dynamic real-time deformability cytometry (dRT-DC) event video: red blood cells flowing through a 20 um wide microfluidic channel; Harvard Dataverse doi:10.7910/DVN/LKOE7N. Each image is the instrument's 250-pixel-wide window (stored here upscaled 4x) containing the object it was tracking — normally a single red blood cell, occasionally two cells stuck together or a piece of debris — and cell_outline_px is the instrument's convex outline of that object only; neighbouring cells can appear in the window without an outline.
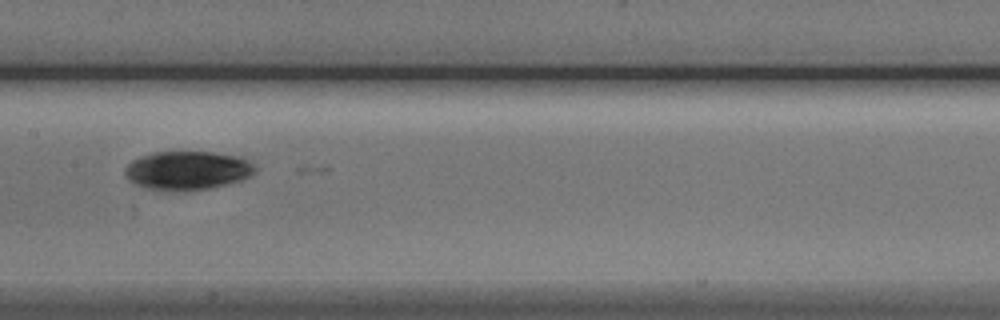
{"species": "Egyptian fruit bat (a non-hibernating species)", "species_latin": "Rousettus aegyptiacus", "temperature_condition": "cold", "stored_images_in_passage": 10, "camera_frame_rate_fps": 3000, "um_per_image_px": 0.085, "animal": {"sex": "male"}, "frame": {"image": 1, "passage_image": 7, "time_ms": 8.0, "image_size_px": [1000, 320], "cell_outline_px": [[256, 172], [252, 176], [228, 184], [212, 188], [144, 188], [128, 180], [124, 172], [124, 168], [132, 160], [140, 156], [152, 152], [212, 152], [240, 156], [248, 160], [256, 168]], "centroid_in_image_um": [15.96, 14.44], "position_along_channel_um": 191.4, "area_um2": 28.84}}
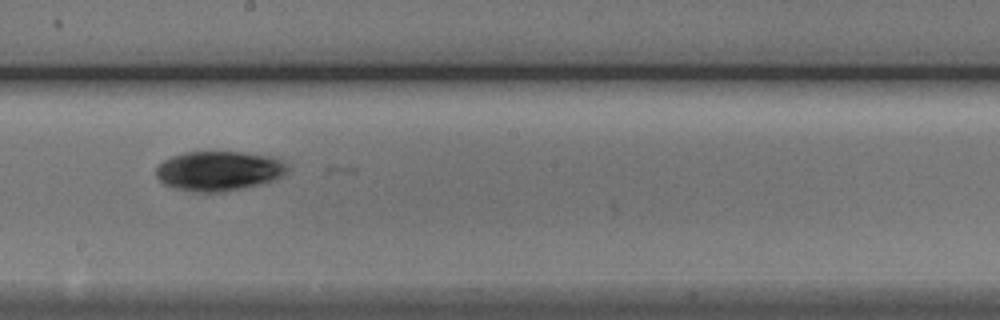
{"frame": {"image": 2, "passage_image": 8, "time_ms": 9.0, "image_size_px": [1000, 320], "cell_outline_px": [[288, 172], [284, 176], [260, 184], [244, 188], [224, 192], [192, 192], [176, 188], [164, 184], [156, 176], [156, 168], [164, 160], [172, 156], [184, 152], [240, 152], [276, 156], [284, 160], [288, 164]], "centroid_in_image_um": [18.66, 14.52], "position_along_channel_um": 229.5, "area_um2": 30.75}}
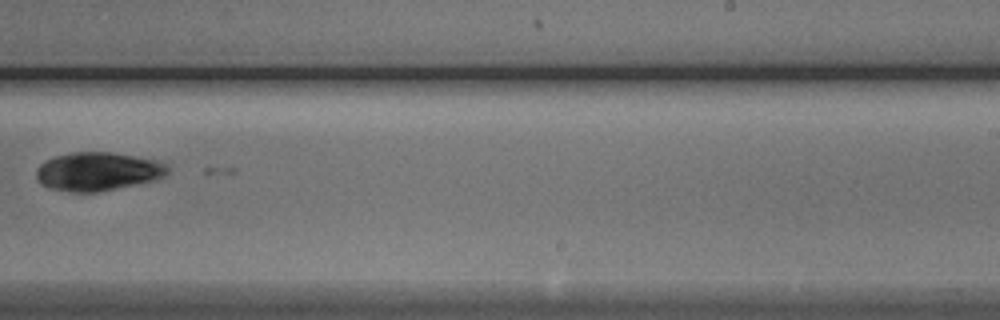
{"frame": {"image": 3, "passage_image": 9, "time_ms": 10.333, "image_size_px": [1000, 320], "cell_outline_px": [[168, 172], [164, 176], [152, 180], [100, 192], [72, 192], [48, 188], [40, 184], [36, 180], [36, 168], [44, 160], [56, 156], [72, 152], [112, 152], [152, 160], [164, 164], [168, 168]], "centroid_in_image_um": [8.21, 14.58], "position_along_channel_um": 280.8, "area_um2": 29.3}}